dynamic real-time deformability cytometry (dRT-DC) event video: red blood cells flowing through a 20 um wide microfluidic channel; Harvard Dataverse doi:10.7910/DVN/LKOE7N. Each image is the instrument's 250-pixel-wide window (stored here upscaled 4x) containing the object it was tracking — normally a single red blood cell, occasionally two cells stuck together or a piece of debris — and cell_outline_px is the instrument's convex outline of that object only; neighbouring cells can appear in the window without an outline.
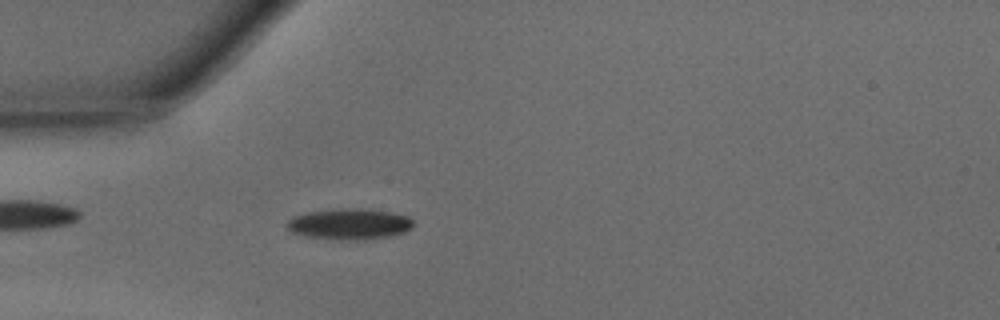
{"species": "common noctule bat (a hibernating species)", "species_latin": "Nyctalus noctula", "temperature_condition": "warm", "stored_images_in_passage": 41, "camera_frame_rate_fps": 3000, "um_per_image_px": 0.085, "animal": {"sex": "male", "body_mass_g": 15.6}, "frame": {"image": 1, "passage_image": 8, "time_ms": 2.333, "image_size_px": [1000, 320], "cell_outline_px": [[412, 228], [404, 232], [388, 236], [364, 240], [340, 240], [304, 236], [292, 232], [288, 228], [288, 220], [292, 216], [308, 212], [352, 208], [360, 208], [388, 212], [408, 216], [412, 220]], "centroid_in_image_um": [29.69, 19.05], "position_along_channel_um": 55.3, "area_um2": 22.54}}
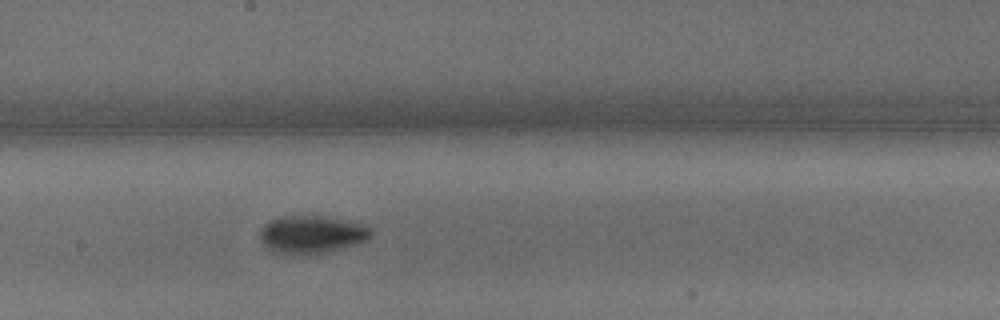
{"frame": {"image": 2, "passage_image": 20, "time_ms": 6.333, "image_size_px": [1000, 320], "cell_outline_px": [[372, 236], [368, 240], [360, 244], [308, 256], [292, 256], [272, 248], [264, 244], [260, 236], [260, 228], [264, 224], [272, 220], [284, 216], [324, 216], [360, 224], [372, 228]], "centroid_in_image_um": [26.55, 19.95], "position_along_channel_um": 221.7, "area_um2": 24.45}}
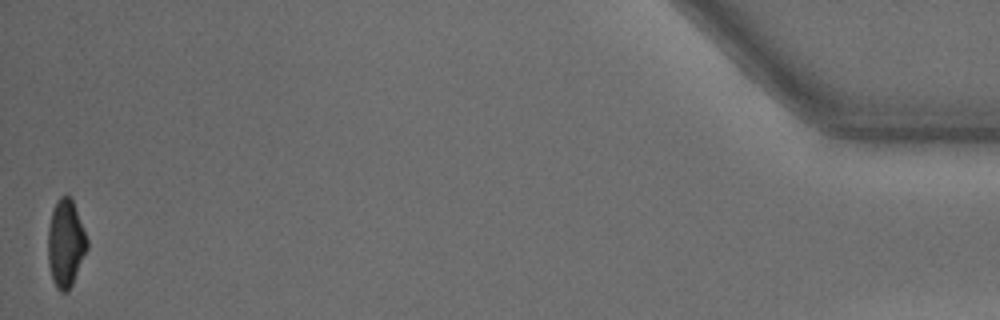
{"frame": {"image": 3, "passage_image": 41, "time_ms": 13.333, "image_size_px": [1000, 320], "cell_outline_px": [[88, 248], [72, 284], [64, 292], [60, 292], [56, 288], [52, 280], [48, 264], [48, 224], [52, 208], [56, 200], [60, 196], [68, 196], [72, 200], [88, 240]], "centroid_in_image_um": [5.56, 20.68], "position_along_channel_um": 429.6, "area_um2": 19.94}, "authors_computed_cell_mechanics": {"area_um2": 21.4438, "velocity_mm_per_s": 4.2977, "shape_relaxation_time_tau1_ms": 2.64, "shape_relaxation_time_tau2_ms": 4.1886, "deformation_change_tau1": 0.1498, "deformation_change_tau2": 0.1003}}